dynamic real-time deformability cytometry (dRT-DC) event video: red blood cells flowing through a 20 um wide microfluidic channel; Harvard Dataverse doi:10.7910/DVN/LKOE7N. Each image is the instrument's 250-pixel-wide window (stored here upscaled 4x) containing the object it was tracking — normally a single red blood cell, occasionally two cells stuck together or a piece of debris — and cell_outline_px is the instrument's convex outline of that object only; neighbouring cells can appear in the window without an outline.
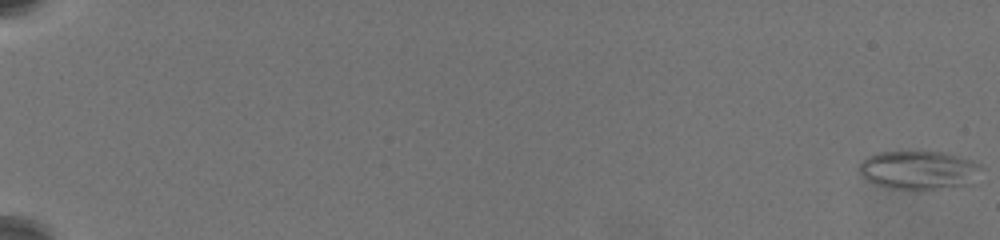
{"species": "common noctule bat (a hibernating species)", "species_latin": "Nyctalus noctula", "temperature_condition": "warm", "stored_images_in_passage": 74, "camera_frame_rate_fps": 3000, "um_per_image_px": 0.085, "animal": {"sex": "female", "body_mass_g": 19.5, "forearm_length_mm": 54.1}, "frame": {"image": 1, "passage_image": 1, "time_ms": 0.0, "image_size_px": [1000, 240], "cell_outline_px": [[984, 168], [968, 184], [936, 188], [896, 188], [876, 184], [860, 176], [856, 168], [868, 156], [880, 152], [940, 152], [972, 160], [980, 164]], "centroid_in_image_um": [78.06, 14.43], "position_along_channel_um": 6.9, "area_um2": 26.82}}
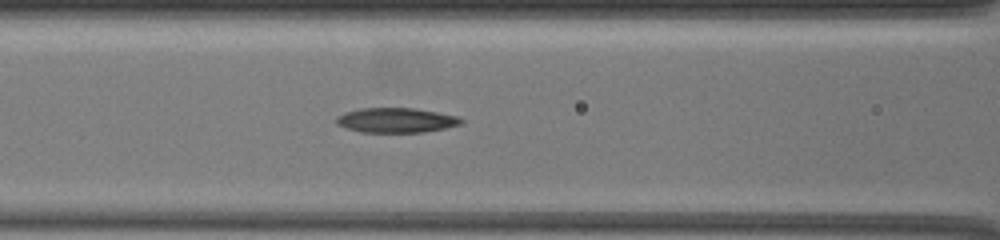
{"frame": {"image": 2, "passage_image": 36, "time_ms": 10.333, "image_size_px": [1000, 240], "cell_outline_px": [[464, 124], [424, 132], [360, 132], [344, 128], [336, 124], [336, 116], [344, 112], [360, 108], [412, 108], [436, 112], [456, 116], [464, 120]], "centroid_in_image_um": [33.63, 10.22], "position_along_channel_um": 133.0, "area_um2": 18.09}}
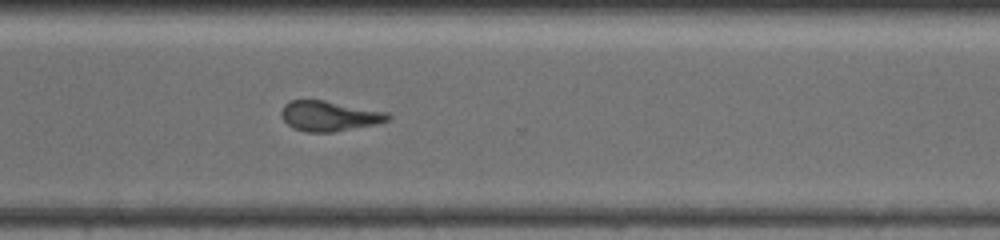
{"frame": {"image": 3, "passage_image": 73, "time_ms": 16.333, "image_size_px": [1000, 240], "cell_outline_px": [[392, 116], [388, 120], [376, 124], [332, 132], [308, 132], [292, 128], [280, 116], [280, 112], [284, 104], [292, 100], [324, 100], [388, 112]], "centroid_in_image_um": [27.97, 9.85], "position_along_channel_um": 342.6, "area_um2": 18.73}}